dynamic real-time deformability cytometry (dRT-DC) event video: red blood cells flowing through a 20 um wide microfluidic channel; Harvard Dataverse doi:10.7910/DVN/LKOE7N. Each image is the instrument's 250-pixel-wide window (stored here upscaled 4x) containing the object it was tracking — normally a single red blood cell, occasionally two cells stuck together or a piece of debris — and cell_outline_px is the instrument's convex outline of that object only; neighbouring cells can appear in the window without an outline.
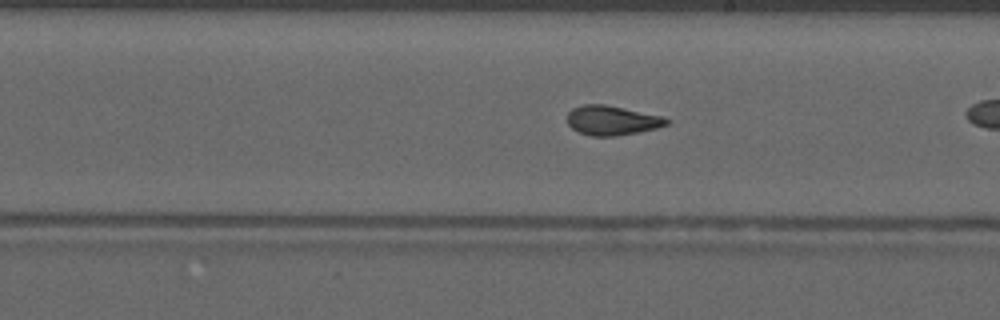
{"species": "common noctule bat (a hibernating species)", "species_latin": "Nyctalus noctula", "temperature_condition": "warm", "stored_images_in_passage": 35, "camera_frame_rate_fps": 3000, "um_per_image_px": 0.085, "animal": {"sex": "male", "forearm_length_mm": 52.5}, "frame": {"image": 1, "passage_image": 25, "time_ms": 8.0, "image_size_px": [1000, 320], "cell_outline_px": [[672, 120], [668, 124], [656, 128], [616, 136], [592, 136], [580, 132], [572, 128], [568, 124], [568, 112], [572, 108], [584, 104], [604, 104], [664, 116]], "centroid_in_image_um": [52.04, 10.22], "position_along_channel_um": 237.0, "area_um2": 17.05}}